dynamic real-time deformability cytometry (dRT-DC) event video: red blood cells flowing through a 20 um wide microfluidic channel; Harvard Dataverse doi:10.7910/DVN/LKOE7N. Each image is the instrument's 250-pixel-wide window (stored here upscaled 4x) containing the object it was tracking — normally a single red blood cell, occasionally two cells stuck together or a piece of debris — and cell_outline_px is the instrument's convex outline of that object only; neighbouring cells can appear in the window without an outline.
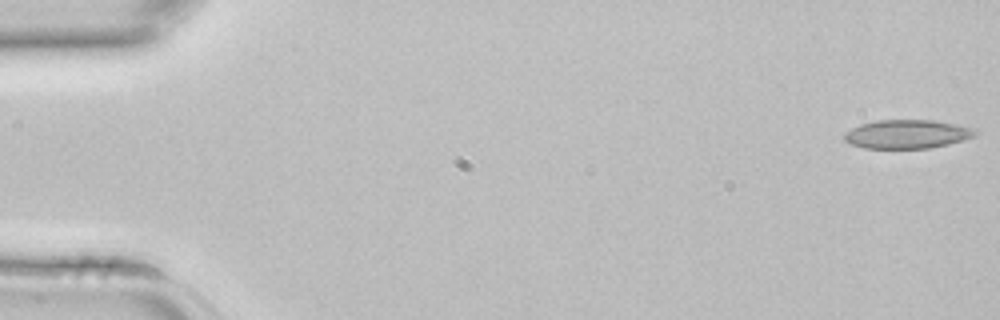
{"species": "common noctule bat (a hibernating species)", "species_latin": "Nyctalus noctula", "temperature_condition": "room temperature", "stored_images_in_passage": 4, "camera_frame_rate_fps": 3000, "um_per_image_px": 0.085, "animal": {"sex": "female", "body_mass_g": 22.7, "forearm_length_mm": 54.2}, "frame": {"image": 1, "passage_image": 1, "time_ms": 0.0, "image_size_px": [1000, 320], "cell_outline_px": [[976, 136], [948, 144], [928, 148], [864, 148], [848, 144], [840, 136], [844, 132], [860, 124], [876, 120], [932, 120], [976, 128]], "centroid_in_image_um": [77.04, 11.4], "position_along_channel_um": 8.0, "area_um2": 22.08}}
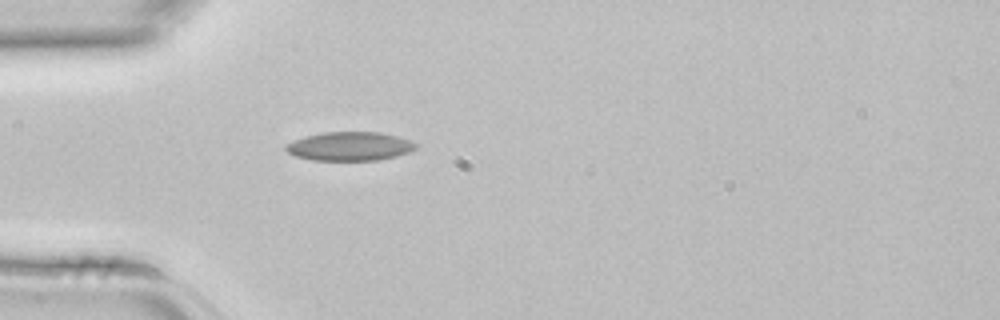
{"frame": {"image": 2, "passage_image": 4, "time_ms": 1.0, "image_size_px": [1000, 320], "cell_outline_px": [[416, 148], [408, 152], [396, 156], [380, 160], [312, 160], [296, 156], [288, 152], [284, 148], [284, 144], [304, 136], [324, 132], [380, 132], [396, 136], [408, 140], [416, 144]], "centroid_in_image_um": [29.68, 12.43], "position_along_channel_um": 55.3, "area_um2": 21.73}}